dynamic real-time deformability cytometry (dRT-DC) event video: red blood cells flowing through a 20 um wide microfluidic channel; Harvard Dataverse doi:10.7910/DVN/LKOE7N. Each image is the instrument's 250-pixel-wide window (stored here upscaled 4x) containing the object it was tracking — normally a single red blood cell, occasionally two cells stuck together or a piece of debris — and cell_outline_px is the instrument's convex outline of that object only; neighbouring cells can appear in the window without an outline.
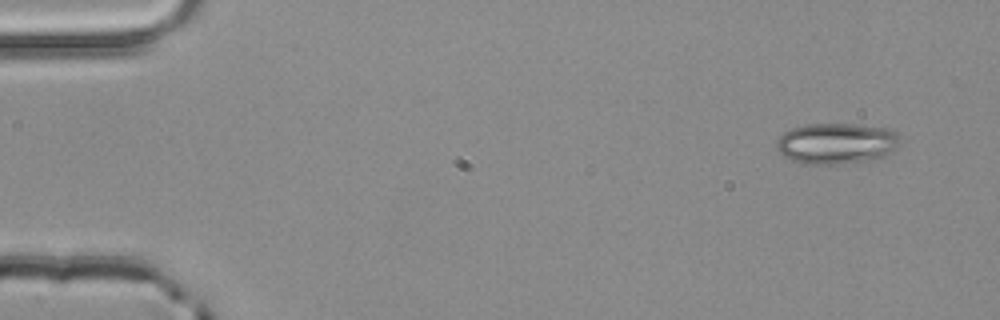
{"species": "common noctule bat (a hibernating species)", "species_latin": "Nyctalus noctula", "temperature_condition": "room temperature", "stored_images_in_passage": 4, "camera_frame_rate_fps": 3000, "um_per_image_px": 0.085, "animal": {"sex": "male", "body_mass_g": 20.4}, "frame": {"image": 1, "passage_image": 1, "time_ms": 0.0, "image_size_px": [1000, 320], "cell_outline_px": [[904, 140], [896, 148], [884, 156], [876, 160], [836, 164], [804, 164], [792, 160], [784, 156], [776, 148], [776, 140], [784, 132], [792, 128], [804, 124], [856, 124], [888, 128], [896, 132]], "centroid_in_image_um": [71.14, 12.19], "position_along_channel_um": 13.9, "area_um2": 29.94}}
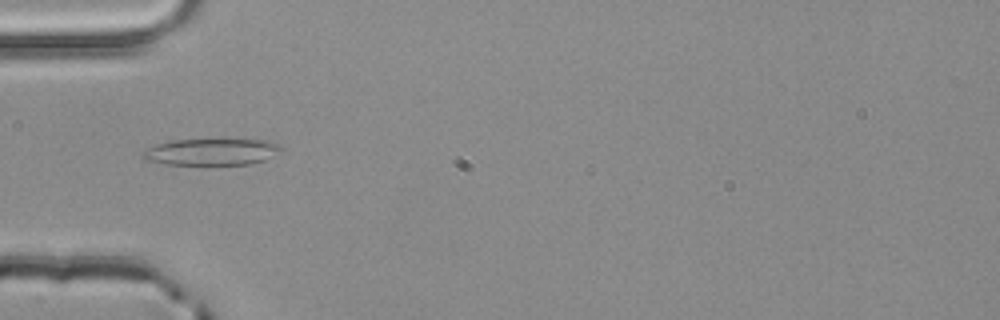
{"frame": {"image": 2, "passage_image": 4, "time_ms": 1.0, "image_size_px": [1000, 320], "cell_outline_px": [[284, 152], [264, 160], [252, 164], [168, 164], [144, 160], [140, 156], [140, 152], [156, 144], [172, 140], [220, 136], [224, 136], [268, 140], [280, 144], [284, 148]], "centroid_in_image_um": [18.07, 12.84], "position_along_channel_um": 66.9, "area_um2": 23.06}}